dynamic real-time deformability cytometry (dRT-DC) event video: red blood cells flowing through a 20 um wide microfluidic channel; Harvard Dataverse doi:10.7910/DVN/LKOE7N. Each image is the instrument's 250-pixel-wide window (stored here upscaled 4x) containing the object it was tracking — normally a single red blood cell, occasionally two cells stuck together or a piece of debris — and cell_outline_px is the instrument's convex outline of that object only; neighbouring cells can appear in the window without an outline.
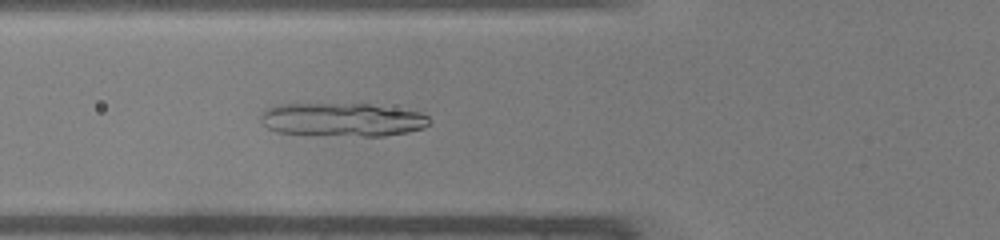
{"species": "common noctule bat (a hibernating species)", "species_latin": "Nyctalus noctula", "temperature_condition": "warm", "stored_images_in_passage": 43, "camera_frame_rate_fps": 3000, "um_per_image_px": 0.085, "animal": {"sex": "male", "body_mass_g": 19.0, "forearm_length_mm": 50.8}, "frame": {"image": 1, "passage_image": 14, "time_ms": 4.333, "image_size_px": [1000, 240], "cell_outline_px": [[432, 120], [424, 128], [408, 132], [384, 136], [364, 136], [276, 132], [268, 128], [260, 120], [260, 116], [268, 108], [276, 104], [368, 104], [420, 112], [428, 116]], "centroid_in_image_um": [29.13, 10.16], "position_along_channel_um": 96.7, "area_um2": 32.66}}
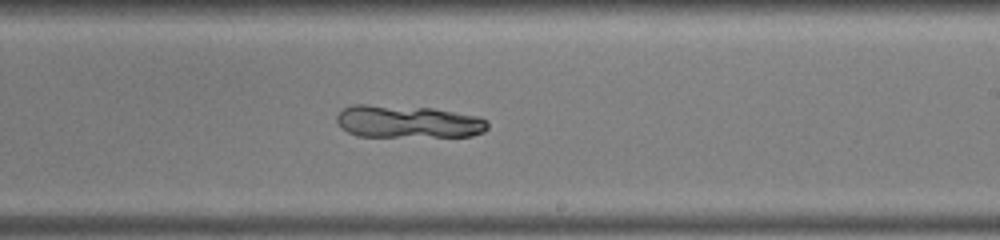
{"frame": {"image": 2, "passage_image": 25, "time_ms": 8.0, "image_size_px": [1000, 240], "cell_outline_px": [[488, 128], [484, 132], [472, 136], [356, 136], [340, 128], [336, 120], [336, 116], [340, 108], [352, 104], [368, 104], [432, 108], [480, 116], [488, 124]], "centroid_in_image_um": [34.62, 10.33], "position_along_channel_um": 254.4, "area_um2": 28.96}}
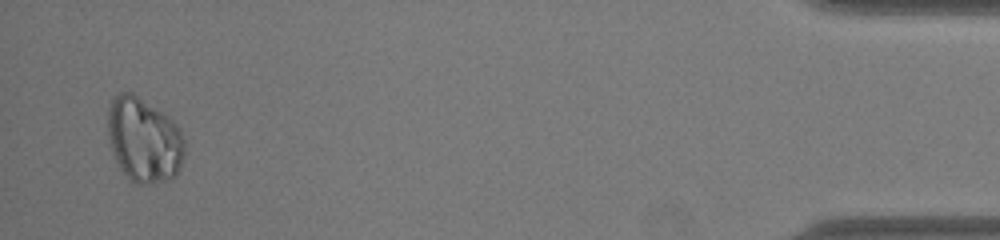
{"frame": {"image": 3, "passage_image": 42, "time_ms": 13.667, "image_size_px": [1000, 240], "cell_outline_px": [[184, 156], [180, 168], [176, 176], [172, 180], [140, 184], [128, 180], [120, 168], [112, 152], [108, 136], [108, 108], [112, 100], [120, 92], [132, 92], [168, 116], [180, 128], [184, 140]], "centroid_in_image_um": [12.24, 11.91], "position_along_channel_um": 423.0, "area_um2": 38.09}}